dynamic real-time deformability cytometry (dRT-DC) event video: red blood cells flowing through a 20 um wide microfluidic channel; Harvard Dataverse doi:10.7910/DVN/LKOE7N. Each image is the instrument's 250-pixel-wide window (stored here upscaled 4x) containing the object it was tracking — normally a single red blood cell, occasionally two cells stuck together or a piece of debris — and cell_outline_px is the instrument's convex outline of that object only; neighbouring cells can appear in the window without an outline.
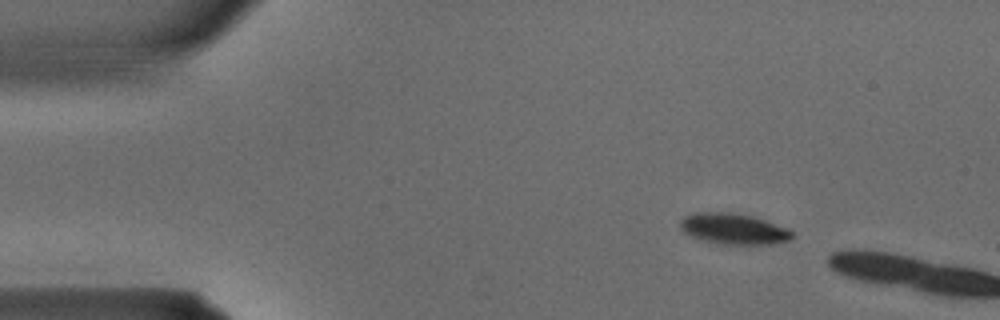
{"species": "common noctule bat (a hibernating species)", "species_latin": "Nyctalus noctula", "temperature_condition": "warm", "stored_images_in_passage": 3, "camera_frame_rate_fps": 3000, "um_per_image_px": 0.085, "animal": {"sex": "male", "body_mass_g": 15.6}, "frame": {"image": 1, "passage_image": 1, "time_ms": 0.0, "image_size_px": [1000, 320], "cell_outline_px": [[792, 236], [788, 240], [776, 244], [720, 244], [692, 236], [684, 232], [680, 228], [680, 220], [684, 216], [692, 212], [728, 212], [752, 216], [788, 228], [792, 232]], "centroid_in_image_um": [62.33, 19.44], "position_along_channel_um": 22.7, "area_um2": 20.0}}